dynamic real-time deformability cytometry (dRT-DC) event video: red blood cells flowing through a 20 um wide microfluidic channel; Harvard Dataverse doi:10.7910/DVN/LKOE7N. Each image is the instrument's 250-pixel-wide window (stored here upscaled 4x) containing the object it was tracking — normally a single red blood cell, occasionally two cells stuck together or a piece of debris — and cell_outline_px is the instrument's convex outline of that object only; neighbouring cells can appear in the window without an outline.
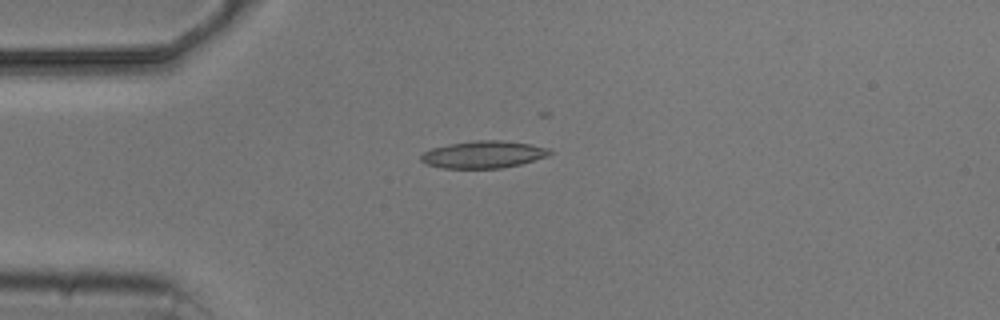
{"species": "common noctule bat (a hibernating species)", "species_latin": "Nyctalus noctula", "temperature_condition": "cold", "stored_images_in_passage": 5, "camera_frame_rate_fps": 3000, "um_per_image_px": 0.085, "animal": {"sex": "male", "body_mass_g": 20.5, "forearm_length_mm": 52.5}, "frame": {"image": 1, "passage_image": 2, "time_ms": 1.0, "image_size_px": [1000, 320], "cell_outline_px": [[552, 152], [548, 156], [520, 164], [500, 168], [440, 168], [424, 164], [420, 160], [420, 156], [424, 152], [432, 148], [448, 144], [476, 140], [504, 140], [552, 148]], "centroid_in_image_um": [41.08, 13.13], "position_along_channel_um": 43.9, "area_um2": 20.52}}
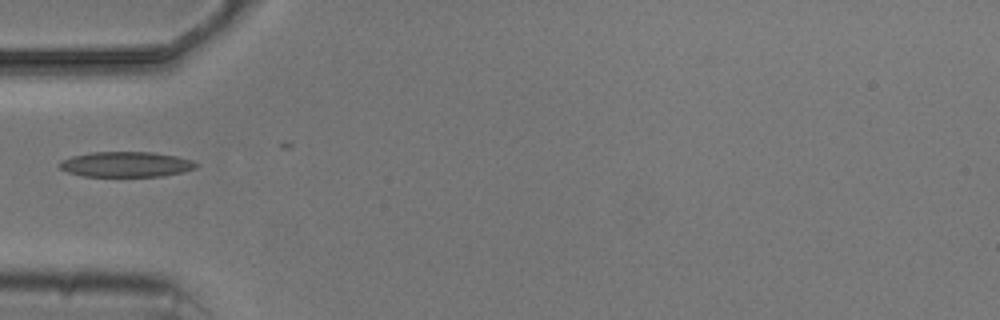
{"frame": {"image": 2, "passage_image": 3, "time_ms": 2.333, "image_size_px": [1000, 320], "cell_outline_px": [[200, 164], [196, 168], [184, 172], [164, 176], [84, 176], [68, 172], [60, 168], [56, 164], [60, 160], [72, 156], [92, 152], [152, 152], [176, 156], [192, 160]], "centroid_in_image_um": [10.72, 13.97], "position_along_channel_um": 74.3, "area_um2": 20.29}}
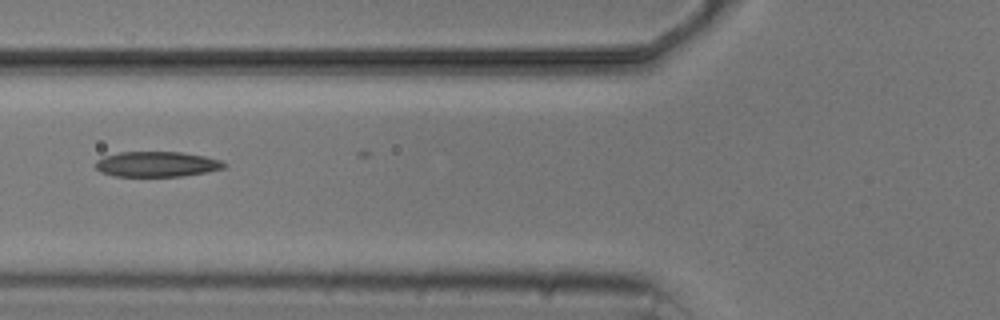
{"frame": {"image": 3, "passage_image": 4, "time_ms": 3.333, "image_size_px": [1000, 320], "cell_outline_px": [[228, 164], [224, 168], [204, 172], [180, 176], [112, 176], [100, 172], [96, 168], [96, 160], [104, 156], [120, 152], [180, 152], [204, 156], [220, 160]], "centroid_in_image_um": [13.3, 13.95], "position_along_channel_um": 112.5, "area_um2": 18.84}}